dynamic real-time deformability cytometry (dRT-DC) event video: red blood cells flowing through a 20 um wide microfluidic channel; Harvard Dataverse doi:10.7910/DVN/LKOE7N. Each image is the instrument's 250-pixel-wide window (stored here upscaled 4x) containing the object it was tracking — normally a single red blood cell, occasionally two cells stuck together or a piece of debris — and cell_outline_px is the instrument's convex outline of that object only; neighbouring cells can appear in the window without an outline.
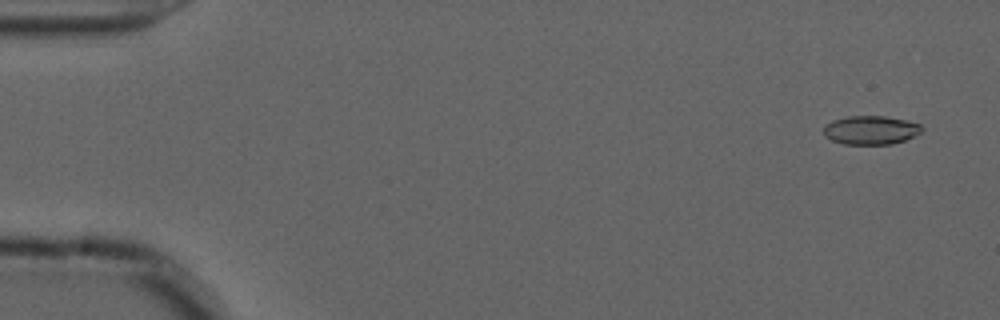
{"species": "common noctule bat (a hibernating species)", "species_latin": "Nyctalus noctula", "temperature_condition": "cold", "stored_images_in_passage": 56, "camera_frame_rate_fps": 3000, "um_per_image_px": 0.085, "animal": {"sex": "male", "forearm_length_mm": 52.5}, "frame": {"image": 1, "passage_image": 3, "time_ms": 0.667, "image_size_px": [1000, 320], "cell_outline_px": [[924, 128], [920, 132], [904, 140], [892, 144], [844, 144], [832, 140], [824, 136], [824, 128], [832, 120], [848, 116], [884, 116], [904, 120], [920, 124]], "centroid_in_image_um": [74.0, 11.06], "position_along_channel_um": 11.0, "area_um2": 16.24}}
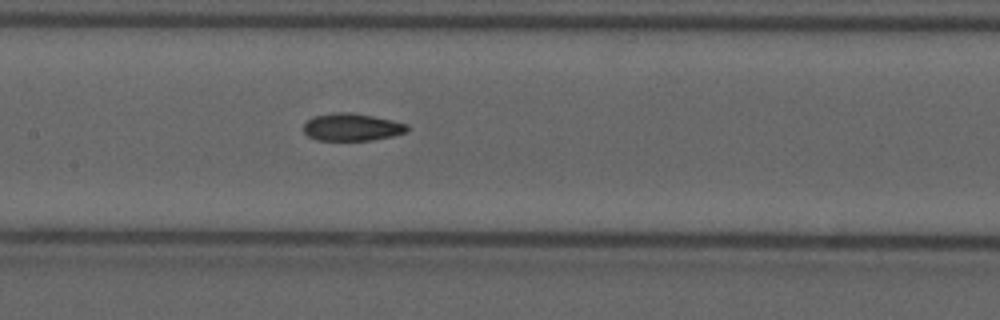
{"frame": {"image": 2, "passage_image": 27, "time_ms": 8.667, "image_size_px": [1000, 320], "cell_outline_px": [[408, 132], [392, 136], [372, 140], [316, 140], [308, 136], [304, 132], [304, 124], [308, 120], [316, 116], [332, 112], [352, 112], [392, 120], [408, 124]], "centroid_in_image_um": [29.92, 10.8], "position_along_channel_um": 177.5, "area_um2": 16.59}}
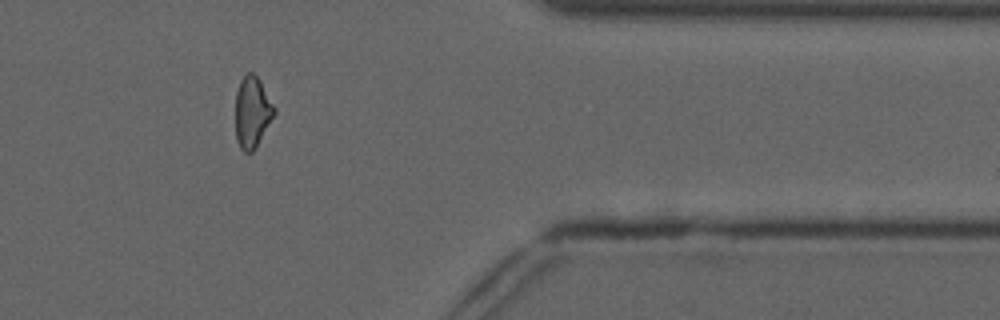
{"frame": {"image": 3, "passage_image": 46, "time_ms": 15.0, "image_size_px": [1000, 320], "cell_outline_px": [[276, 112], [256, 148], [252, 152], [244, 152], [240, 148], [236, 140], [236, 92], [240, 80], [248, 72], [252, 72], [260, 80], [276, 108]], "centroid_in_image_um": [21.45, 9.54], "position_along_channel_um": 390.0, "area_um2": 16.18}, "authors_computed_cell_mechanics": {"area_um2": 16.7042, "velocity_mm_per_s": 3.6916, "shape_relaxation_time_tau1_ms": 10.2508, "shape_relaxation_time_tau2_ms": 2.8199, "deformation_change_tau1": 0.1934, "deformation_change_tau2": 0.0911}}